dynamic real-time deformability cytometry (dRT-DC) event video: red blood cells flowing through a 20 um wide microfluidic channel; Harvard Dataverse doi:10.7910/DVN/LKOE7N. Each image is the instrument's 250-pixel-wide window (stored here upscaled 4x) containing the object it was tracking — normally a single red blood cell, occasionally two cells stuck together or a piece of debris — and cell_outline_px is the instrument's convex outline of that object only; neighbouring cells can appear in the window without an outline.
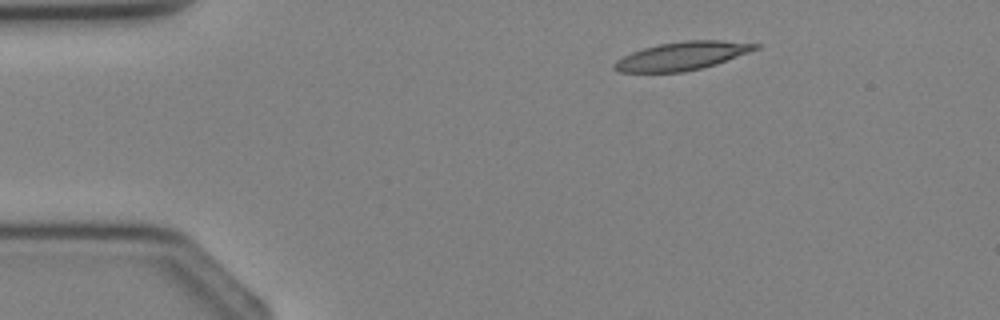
{"species": "Egyptian fruit bat (a non-hibernating species)", "species_latin": "Rousettus aegyptiacus", "temperature_condition": "cold", "stored_images_in_passage": 2, "camera_frame_rate_fps": 3000, "um_per_image_px": 0.085, "animal": {"sex": "female"}, "frame": {"image": 1, "passage_image": 1, "time_ms": 0.0, "image_size_px": [1000, 320], "cell_outline_px": [[760, 48], [716, 64], [684, 72], [620, 72], [612, 68], [616, 60], [632, 52], [644, 48], [660, 44], [684, 40], [720, 40], [760, 44]], "centroid_in_image_um": [57.98, 4.75], "position_along_channel_um": 27.0, "area_um2": 23.06}}